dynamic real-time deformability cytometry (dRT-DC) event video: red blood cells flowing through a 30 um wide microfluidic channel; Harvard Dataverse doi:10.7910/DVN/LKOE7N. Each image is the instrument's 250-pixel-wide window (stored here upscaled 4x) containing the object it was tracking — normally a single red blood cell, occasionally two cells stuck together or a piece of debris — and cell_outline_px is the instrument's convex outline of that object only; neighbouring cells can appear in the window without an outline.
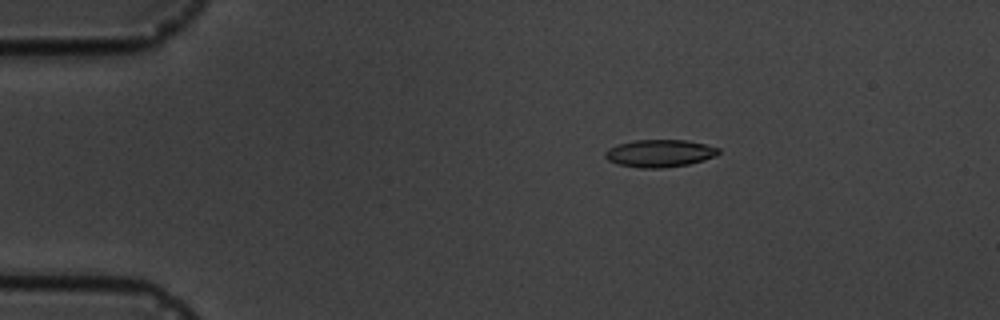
{"species": "common noctule bat (a hibernating species)", "species_latin": "Nyctalus noctula", "temperature_condition": "cold", "stored_images_in_passage": 3, "camera_frame_rate_fps": 3000, "um_per_image_px": 0.085, "animal": {"sex": "male", "body_mass_g": 19.5, "forearm_length_mm": 54.6}, "frame": {"image": 1, "passage_image": 1, "time_ms": 0.0, "image_size_px": [1000, 320], "cell_outline_px": [[720, 152], [716, 156], [704, 160], [688, 164], [660, 168], [640, 168], [616, 164], [608, 160], [604, 156], [604, 152], [608, 148], [616, 144], [636, 140], [684, 140], [704, 144], [720, 148]], "centroid_in_image_um": [56.04, 13.03], "position_along_channel_um": 29.0, "area_um2": 18.21}}